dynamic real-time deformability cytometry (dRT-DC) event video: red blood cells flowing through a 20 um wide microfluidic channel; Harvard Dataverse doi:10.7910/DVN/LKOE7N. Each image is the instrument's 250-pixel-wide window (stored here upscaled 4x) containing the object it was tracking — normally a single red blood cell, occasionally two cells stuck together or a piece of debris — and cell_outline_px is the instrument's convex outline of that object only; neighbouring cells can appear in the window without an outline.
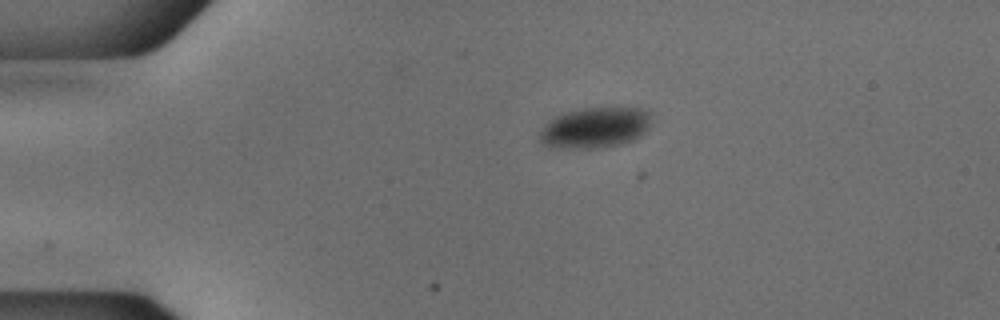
{"species": "common noctule bat (a hibernating species)", "species_latin": "Nyctalus noctula", "temperature_condition": "cold", "stored_images_in_passage": 43, "camera_frame_rate_fps": 3000, "um_per_image_px": 0.085, "animal": {"sex": "male", "body_mass_g": 18.8}, "frame": {"image": 1, "passage_image": 1, "time_ms": 0.0, "image_size_px": [1000, 320], "cell_outline_px": [[648, 128], [640, 136], [632, 140], [620, 144], [592, 148], [556, 148], [544, 144], [540, 140], [540, 132], [556, 116], [564, 112], [584, 108], [640, 108], [648, 112]], "centroid_in_image_um": [50.56, 10.85], "position_along_channel_um": 34.4, "area_um2": 25.84}}
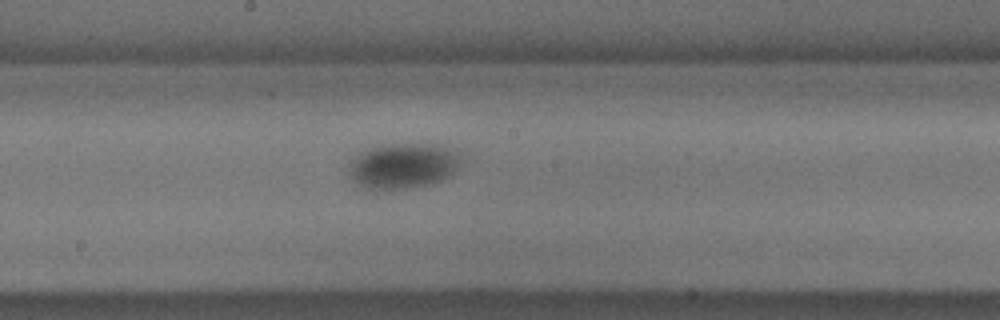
{"frame": {"image": 2, "passage_image": 19, "time_ms": 6.0, "image_size_px": [1000, 320], "cell_outline_px": [[460, 160], [456, 168], [448, 176], [440, 180], [428, 184], [404, 188], [364, 188], [356, 184], [348, 176], [348, 164], [360, 152], [368, 148], [392, 144], [440, 144], [456, 148], [460, 152]], "centroid_in_image_um": [34.25, 14.06], "position_along_channel_um": 214.0, "area_um2": 29.65}}
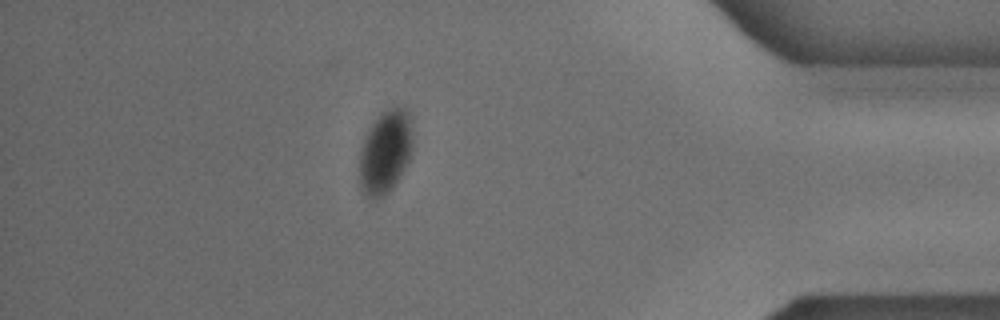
{"frame": {"image": 3, "passage_image": 37, "time_ms": 12.0, "image_size_px": [1000, 320], "cell_outline_px": [[412, 156], [400, 176], [392, 188], [384, 196], [372, 200], [368, 200], [360, 184], [360, 156], [364, 140], [372, 124], [380, 112], [392, 108], [408, 108], [412, 116]], "centroid_in_image_um": [32.8, 12.91], "position_along_channel_um": 402.4, "area_um2": 26.07}}